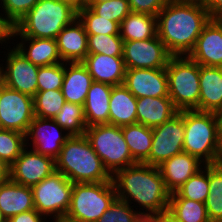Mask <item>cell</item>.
<instances>
[{"label":"cell","mask_w":222,"mask_h":222,"mask_svg":"<svg viewBox=\"0 0 222 222\" xmlns=\"http://www.w3.org/2000/svg\"><path fill=\"white\" fill-rule=\"evenodd\" d=\"M212 19L219 25L222 30V13L213 16Z\"/></svg>","instance_id":"obj_52"},{"label":"cell","mask_w":222,"mask_h":222,"mask_svg":"<svg viewBox=\"0 0 222 222\" xmlns=\"http://www.w3.org/2000/svg\"><path fill=\"white\" fill-rule=\"evenodd\" d=\"M26 147L25 134L0 128V159L11 165Z\"/></svg>","instance_id":"obj_36"},{"label":"cell","mask_w":222,"mask_h":222,"mask_svg":"<svg viewBox=\"0 0 222 222\" xmlns=\"http://www.w3.org/2000/svg\"><path fill=\"white\" fill-rule=\"evenodd\" d=\"M65 74V62L39 67L37 74L38 91L61 90Z\"/></svg>","instance_id":"obj_38"},{"label":"cell","mask_w":222,"mask_h":222,"mask_svg":"<svg viewBox=\"0 0 222 222\" xmlns=\"http://www.w3.org/2000/svg\"><path fill=\"white\" fill-rule=\"evenodd\" d=\"M55 170L72 183L112 181V175L85 135L71 136L55 159Z\"/></svg>","instance_id":"obj_3"},{"label":"cell","mask_w":222,"mask_h":222,"mask_svg":"<svg viewBox=\"0 0 222 222\" xmlns=\"http://www.w3.org/2000/svg\"><path fill=\"white\" fill-rule=\"evenodd\" d=\"M34 100L36 117L53 119L66 103L61 90L37 91Z\"/></svg>","instance_id":"obj_35"},{"label":"cell","mask_w":222,"mask_h":222,"mask_svg":"<svg viewBox=\"0 0 222 222\" xmlns=\"http://www.w3.org/2000/svg\"><path fill=\"white\" fill-rule=\"evenodd\" d=\"M72 3L76 8L85 6L87 0H66Z\"/></svg>","instance_id":"obj_49"},{"label":"cell","mask_w":222,"mask_h":222,"mask_svg":"<svg viewBox=\"0 0 222 222\" xmlns=\"http://www.w3.org/2000/svg\"><path fill=\"white\" fill-rule=\"evenodd\" d=\"M199 85L198 111L222 109V67L199 65Z\"/></svg>","instance_id":"obj_21"},{"label":"cell","mask_w":222,"mask_h":222,"mask_svg":"<svg viewBox=\"0 0 222 222\" xmlns=\"http://www.w3.org/2000/svg\"><path fill=\"white\" fill-rule=\"evenodd\" d=\"M7 55L3 59L4 85L10 89L19 91L34 97L38 91L37 74L39 66L31 63L14 46L8 47Z\"/></svg>","instance_id":"obj_14"},{"label":"cell","mask_w":222,"mask_h":222,"mask_svg":"<svg viewBox=\"0 0 222 222\" xmlns=\"http://www.w3.org/2000/svg\"><path fill=\"white\" fill-rule=\"evenodd\" d=\"M112 85L93 82L84 103V116L87 127L97 124H109V100Z\"/></svg>","instance_id":"obj_26"},{"label":"cell","mask_w":222,"mask_h":222,"mask_svg":"<svg viewBox=\"0 0 222 222\" xmlns=\"http://www.w3.org/2000/svg\"><path fill=\"white\" fill-rule=\"evenodd\" d=\"M3 64H0V88L4 85Z\"/></svg>","instance_id":"obj_53"},{"label":"cell","mask_w":222,"mask_h":222,"mask_svg":"<svg viewBox=\"0 0 222 222\" xmlns=\"http://www.w3.org/2000/svg\"><path fill=\"white\" fill-rule=\"evenodd\" d=\"M93 78L82 62L65 63L61 92L66 102L84 106Z\"/></svg>","instance_id":"obj_23"},{"label":"cell","mask_w":222,"mask_h":222,"mask_svg":"<svg viewBox=\"0 0 222 222\" xmlns=\"http://www.w3.org/2000/svg\"><path fill=\"white\" fill-rule=\"evenodd\" d=\"M10 166L0 159V183L9 180Z\"/></svg>","instance_id":"obj_48"},{"label":"cell","mask_w":222,"mask_h":222,"mask_svg":"<svg viewBox=\"0 0 222 222\" xmlns=\"http://www.w3.org/2000/svg\"><path fill=\"white\" fill-rule=\"evenodd\" d=\"M138 222H158L152 215H142Z\"/></svg>","instance_id":"obj_50"},{"label":"cell","mask_w":222,"mask_h":222,"mask_svg":"<svg viewBox=\"0 0 222 222\" xmlns=\"http://www.w3.org/2000/svg\"><path fill=\"white\" fill-rule=\"evenodd\" d=\"M77 9L66 0H39L15 24L14 36L55 39L77 18Z\"/></svg>","instance_id":"obj_4"},{"label":"cell","mask_w":222,"mask_h":222,"mask_svg":"<svg viewBox=\"0 0 222 222\" xmlns=\"http://www.w3.org/2000/svg\"><path fill=\"white\" fill-rule=\"evenodd\" d=\"M35 118L33 97L10 89L0 88V128L26 134Z\"/></svg>","instance_id":"obj_11"},{"label":"cell","mask_w":222,"mask_h":222,"mask_svg":"<svg viewBox=\"0 0 222 222\" xmlns=\"http://www.w3.org/2000/svg\"><path fill=\"white\" fill-rule=\"evenodd\" d=\"M121 130L133 160L144 163L149 158L152 146V128L136 123L121 126Z\"/></svg>","instance_id":"obj_29"},{"label":"cell","mask_w":222,"mask_h":222,"mask_svg":"<svg viewBox=\"0 0 222 222\" xmlns=\"http://www.w3.org/2000/svg\"><path fill=\"white\" fill-rule=\"evenodd\" d=\"M77 18L83 24L87 34L120 35V24L118 22L98 16L87 6L77 9Z\"/></svg>","instance_id":"obj_33"},{"label":"cell","mask_w":222,"mask_h":222,"mask_svg":"<svg viewBox=\"0 0 222 222\" xmlns=\"http://www.w3.org/2000/svg\"><path fill=\"white\" fill-rule=\"evenodd\" d=\"M47 220V221H46ZM44 215L40 214L36 209L22 212L15 216H12L7 222H48Z\"/></svg>","instance_id":"obj_44"},{"label":"cell","mask_w":222,"mask_h":222,"mask_svg":"<svg viewBox=\"0 0 222 222\" xmlns=\"http://www.w3.org/2000/svg\"><path fill=\"white\" fill-rule=\"evenodd\" d=\"M15 37L21 41L14 47L34 65L42 67L62 62L55 39L14 36L16 41Z\"/></svg>","instance_id":"obj_22"},{"label":"cell","mask_w":222,"mask_h":222,"mask_svg":"<svg viewBox=\"0 0 222 222\" xmlns=\"http://www.w3.org/2000/svg\"><path fill=\"white\" fill-rule=\"evenodd\" d=\"M4 15L5 14L2 13V11H1V13H0V44L1 45L0 46H2V44L6 45V43L11 44L10 40L15 41L13 39L15 25Z\"/></svg>","instance_id":"obj_43"},{"label":"cell","mask_w":222,"mask_h":222,"mask_svg":"<svg viewBox=\"0 0 222 222\" xmlns=\"http://www.w3.org/2000/svg\"><path fill=\"white\" fill-rule=\"evenodd\" d=\"M85 6L91 8L98 16L119 24L131 12L128 0H110L96 4H85Z\"/></svg>","instance_id":"obj_40"},{"label":"cell","mask_w":222,"mask_h":222,"mask_svg":"<svg viewBox=\"0 0 222 222\" xmlns=\"http://www.w3.org/2000/svg\"><path fill=\"white\" fill-rule=\"evenodd\" d=\"M188 56L201 66L222 67V30L212 18Z\"/></svg>","instance_id":"obj_18"},{"label":"cell","mask_w":222,"mask_h":222,"mask_svg":"<svg viewBox=\"0 0 222 222\" xmlns=\"http://www.w3.org/2000/svg\"><path fill=\"white\" fill-rule=\"evenodd\" d=\"M123 84L136 98L169 97L166 68L126 69Z\"/></svg>","instance_id":"obj_16"},{"label":"cell","mask_w":222,"mask_h":222,"mask_svg":"<svg viewBox=\"0 0 222 222\" xmlns=\"http://www.w3.org/2000/svg\"><path fill=\"white\" fill-rule=\"evenodd\" d=\"M205 207L210 222H222V162L209 164V195Z\"/></svg>","instance_id":"obj_31"},{"label":"cell","mask_w":222,"mask_h":222,"mask_svg":"<svg viewBox=\"0 0 222 222\" xmlns=\"http://www.w3.org/2000/svg\"><path fill=\"white\" fill-rule=\"evenodd\" d=\"M152 132L149 158L144 163L159 166L163 161L183 152L184 110L179 111L160 126L152 128Z\"/></svg>","instance_id":"obj_10"},{"label":"cell","mask_w":222,"mask_h":222,"mask_svg":"<svg viewBox=\"0 0 222 222\" xmlns=\"http://www.w3.org/2000/svg\"><path fill=\"white\" fill-rule=\"evenodd\" d=\"M53 119L70 136H82L86 133L87 124L82 105L66 102Z\"/></svg>","instance_id":"obj_32"},{"label":"cell","mask_w":222,"mask_h":222,"mask_svg":"<svg viewBox=\"0 0 222 222\" xmlns=\"http://www.w3.org/2000/svg\"><path fill=\"white\" fill-rule=\"evenodd\" d=\"M85 136L112 176L118 170L136 164L120 126L111 124L92 125L86 128Z\"/></svg>","instance_id":"obj_8"},{"label":"cell","mask_w":222,"mask_h":222,"mask_svg":"<svg viewBox=\"0 0 222 222\" xmlns=\"http://www.w3.org/2000/svg\"><path fill=\"white\" fill-rule=\"evenodd\" d=\"M157 35V17L130 12L120 24V37L124 41L146 40Z\"/></svg>","instance_id":"obj_28"},{"label":"cell","mask_w":222,"mask_h":222,"mask_svg":"<svg viewBox=\"0 0 222 222\" xmlns=\"http://www.w3.org/2000/svg\"><path fill=\"white\" fill-rule=\"evenodd\" d=\"M213 114L216 120L218 139L222 148V109L216 110Z\"/></svg>","instance_id":"obj_47"},{"label":"cell","mask_w":222,"mask_h":222,"mask_svg":"<svg viewBox=\"0 0 222 222\" xmlns=\"http://www.w3.org/2000/svg\"><path fill=\"white\" fill-rule=\"evenodd\" d=\"M171 56L158 35L146 40L124 41L123 44L122 58L126 69L166 68Z\"/></svg>","instance_id":"obj_12"},{"label":"cell","mask_w":222,"mask_h":222,"mask_svg":"<svg viewBox=\"0 0 222 222\" xmlns=\"http://www.w3.org/2000/svg\"><path fill=\"white\" fill-rule=\"evenodd\" d=\"M178 112L169 97L137 98V123L149 128L160 126Z\"/></svg>","instance_id":"obj_25"},{"label":"cell","mask_w":222,"mask_h":222,"mask_svg":"<svg viewBox=\"0 0 222 222\" xmlns=\"http://www.w3.org/2000/svg\"><path fill=\"white\" fill-rule=\"evenodd\" d=\"M184 1H198V2H203L204 0H184Z\"/></svg>","instance_id":"obj_56"},{"label":"cell","mask_w":222,"mask_h":222,"mask_svg":"<svg viewBox=\"0 0 222 222\" xmlns=\"http://www.w3.org/2000/svg\"><path fill=\"white\" fill-rule=\"evenodd\" d=\"M55 40L62 62H82L88 55V34L78 18L65 26Z\"/></svg>","instance_id":"obj_19"},{"label":"cell","mask_w":222,"mask_h":222,"mask_svg":"<svg viewBox=\"0 0 222 222\" xmlns=\"http://www.w3.org/2000/svg\"><path fill=\"white\" fill-rule=\"evenodd\" d=\"M169 210L182 222H210L205 203L170 194Z\"/></svg>","instance_id":"obj_30"},{"label":"cell","mask_w":222,"mask_h":222,"mask_svg":"<svg viewBox=\"0 0 222 222\" xmlns=\"http://www.w3.org/2000/svg\"><path fill=\"white\" fill-rule=\"evenodd\" d=\"M0 222H7L6 218L2 214L1 210H0Z\"/></svg>","instance_id":"obj_55"},{"label":"cell","mask_w":222,"mask_h":222,"mask_svg":"<svg viewBox=\"0 0 222 222\" xmlns=\"http://www.w3.org/2000/svg\"><path fill=\"white\" fill-rule=\"evenodd\" d=\"M204 166L195 156L181 152L163 161L158 168L167 190L173 193Z\"/></svg>","instance_id":"obj_17"},{"label":"cell","mask_w":222,"mask_h":222,"mask_svg":"<svg viewBox=\"0 0 222 222\" xmlns=\"http://www.w3.org/2000/svg\"><path fill=\"white\" fill-rule=\"evenodd\" d=\"M184 130L183 152L195 156L205 165L222 162L213 112L184 110Z\"/></svg>","instance_id":"obj_5"},{"label":"cell","mask_w":222,"mask_h":222,"mask_svg":"<svg viewBox=\"0 0 222 222\" xmlns=\"http://www.w3.org/2000/svg\"><path fill=\"white\" fill-rule=\"evenodd\" d=\"M55 160L39 154L26 146L21 155L10 165L9 179L32 187L55 172Z\"/></svg>","instance_id":"obj_15"},{"label":"cell","mask_w":222,"mask_h":222,"mask_svg":"<svg viewBox=\"0 0 222 222\" xmlns=\"http://www.w3.org/2000/svg\"><path fill=\"white\" fill-rule=\"evenodd\" d=\"M117 198L113 181L73 183L67 217L96 222Z\"/></svg>","instance_id":"obj_7"},{"label":"cell","mask_w":222,"mask_h":222,"mask_svg":"<svg viewBox=\"0 0 222 222\" xmlns=\"http://www.w3.org/2000/svg\"><path fill=\"white\" fill-rule=\"evenodd\" d=\"M82 63L95 82L112 86L124 83L126 68L122 57L88 53Z\"/></svg>","instance_id":"obj_20"},{"label":"cell","mask_w":222,"mask_h":222,"mask_svg":"<svg viewBox=\"0 0 222 222\" xmlns=\"http://www.w3.org/2000/svg\"><path fill=\"white\" fill-rule=\"evenodd\" d=\"M109 105V124L121 127L137 123V98L124 84L112 87Z\"/></svg>","instance_id":"obj_27"},{"label":"cell","mask_w":222,"mask_h":222,"mask_svg":"<svg viewBox=\"0 0 222 222\" xmlns=\"http://www.w3.org/2000/svg\"><path fill=\"white\" fill-rule=\"evenodd\" d=\"M34 209L31 187L15 183L10 179L0 183V210L6 220Z\"/></svg>","instance_id":"obj_24"},{"label":"cell","mask_w":222,"mask_h":222,"mask_svg":"<svg viewBox=\"0 0 222 222\" xmlns=\"http://www.w3.org/2000/svg\"><path fill=\"white\" fill-rule=\"evenodd\" d=\"M123 44L120 35L88 34V53L122 57Z\"/></svg>","instance_id":"obj_37"},{"label":"cell","mask_w":222,"mask_h":222,"mask_svg":"<svg viewBox=\"0 0 222 222\" xmlns=\"http://www.w3.org/2000/svg\"><path fill=\"white\" fill-rule=\"evenodd\" d=\"M170 0H128L131 12L156 16Z\"/></svg>","instance_id":"obj_42"},{"label":"cell","mask_w":222,"mask_h":222,"mask_svg":"<svg viewBox=\"0 0 222 222\" xmlns=\"http://www.w3.org/2000/svg\"><path fill=\"white\" fill-rule=\"evenodd\" d=\"M175 192L182 198L205 203L209 195V165H205Z\"/></svg>","instance_id":"obj_34"},{"label":"cell","mask_w":222,"mask_h":222,"mask_svg":"<svg viewBox=\"0 0 222 222\" xmlns=\"http://www.w3.org/2000/svg\"><path fill=\"white\" fill-rule=\"evenodd\" d=\"M112 181L117 198L130 205H139L133 204L132 207H141L139 212L142 215H153L169 207L171 193L165 186L158 166L136 163L118 170L112 176Z\"/></svg>","instance_id":"obj_2"},{"label":"cell","mask_w":222,"mask_h":222,"mask_svg":"<svg viewBox=\"0 0 222 222\" xmlns=\"http://www.w3.org/2000/svg\"><path fill=\"white\" fill-rule=\"evenodd\" d=\"M158 222H182L179 220L174 213L169 210H163L160 211L159 213L153 214L152 215Z\"/></svg>","instance_id":"obj_46"},{"label":"cell","mask_w":222,"mask_h":222,"mask_svg":"<svg viewBox=\"0 0 222 222\" xmlns=\"http://www.w3.org/2000/svg\"><path fill=\"white\" fill-rule=\"evenodd\" d=\"M211 18L202 2L170 0L157 15V35L172 56L189 55Z\"/></svg>","instance_id":"obj_1"},{"label":"cell","mask_w":222,"mask_h":222,"mask_svg":"<svg viewBox=\"0 0 222 222\" xmlns=\"http://www.w3.org/2000/svg\"><path fill=\"white\" fill-rule=\"evenodd\" d=\"M51 222H81V221H77V220L71 219L67 216H63L60 218H56L53 221L51 220Z\"/></svg>","instance_id":"obj_51"},{"label":"cell","mask_w":222,"mask_h":222,"mask_svg":"<svg viewBox=\"0 0 222 222\" xmlns=\"http://www.w3.org/2000/svg\"><path fill=\"white\" fill-rule=\"evenodd\" d=\"M39 0H0L1 11L15 25Z\"/></svg>","instance_id":"obj_41"},{"label":"cell","mask_w":222,"mask_h":222,"mask_svg":"<svg viewBox=\"0 0 222 222\" xmlns=\"http://www.w3.org/2000/svg\"><path fill=\"white\" fill-rule=\"evenodd\" d=\"M202 4L211 17L222 13V0H204Z\"/></svg>","instance_id":"obj_45"},{"label":"cell","mask_w":222,"mask_h":222,"mask_svg":"<svg viewBox=\"0 0 222 222\" xmlns=\"http://www.w3.org/2000/svg\"><path fill=\"white\" fill-rule=\"evenodd\" d=\"M141 217L129 203L116 198L96 222H138Z\"/></svg>","instance_id":"obj_39"},{"label":"cell","mask_w":222,"mask_h":222,"mask_svg":"<svg viewBox=\"0 0 222 222\" xmlns=\"http://www.w3.org/2000/svg\"><path fill=\"white\" fill-rule=\"evenodd\" d=\"M168 93L178 111L197 110L200 96L199 64L188 55L171 56L167 66Z\"/></svg>","instance_id":"obj_6"},{"label":"cell","mask_w":222,"mask_h":222,"mask_svg":"<svg viewBox=\"0 0 222 222\" xmlns=\"http://www.w3.org/2000/svg\"><path fill=\"white\" fill-rule=\"evenodd\" d=\"M105 1H110V0H87L86 4H96V3H101Z\"/></svg>","instance_id":"obj_54"},{"label":"cell","mask_w":222,"mask_h":222,"mask_svg":"<svg viewBox=\"0 0 222 222\" xmlns=\"http://www.w3.org/2000/svg\"><path fill=\"white\" fill-rule=\"evenodd\" d=\"M72 188L73 183L62 173L53 172L40 183L31 187L35 209L52 220L66 216Z\"/></svg>","instance_id":"obj_9"},{"label":"cell","mask_w":222,"mask_h":222,"mask_svg":"<svg viewBox=\"0 0 222 222\" xmlns=\"http://www.w3.org/2000/svg\"><path fill=\"white\" fill-rule=\"evenodd\" d=\"M70 137L54 119L36 116L25 134L26 146L28 148L32 146L31 149L39 154L52 157L54 160L58 157L62 146Z\"/></svg>","instance_id":"obj_13"}]
</instances>
